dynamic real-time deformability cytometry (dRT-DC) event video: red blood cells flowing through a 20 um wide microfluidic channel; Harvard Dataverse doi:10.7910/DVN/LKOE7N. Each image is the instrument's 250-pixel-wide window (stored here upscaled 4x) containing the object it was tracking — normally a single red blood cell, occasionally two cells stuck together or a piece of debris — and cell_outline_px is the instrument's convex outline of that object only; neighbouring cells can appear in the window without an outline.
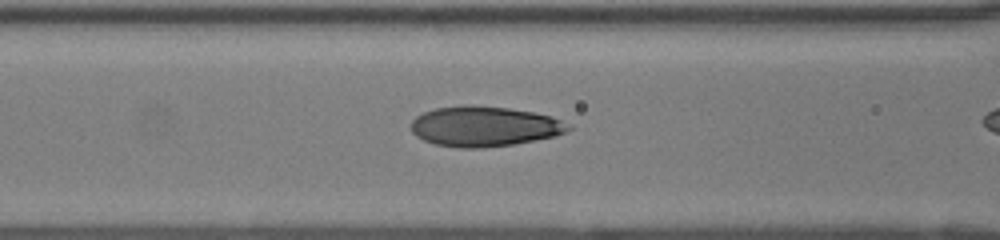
{"species": "human", "species_latin": "Homo sapiens", "temperature_condition": "room temperature", "stored_images_in_passage": 40, "camera_frame_rate_fps": 3000, "um_per_image_px": 0.085, "donor": {"sex": "female"}, "frame": {"image": 1, "passage_image": 21, "time_ms": 6.667, "image_size_px": [1000, 240], "cell_outline_px": [[572, 128], [556, 136], [512, 144], [476, 148], [460, 148], [436, 144], [424, 140], [416, 136], [412, 132], [412, 120], [416, 116], [424, 112], [436, 108], [508, 108], [532, 112], [552, 116], [572, 124]], "centroid_in_image_um": [41.22, 10.78], "position_along_channel_um": 125.4, "area_um2": 35.72}}
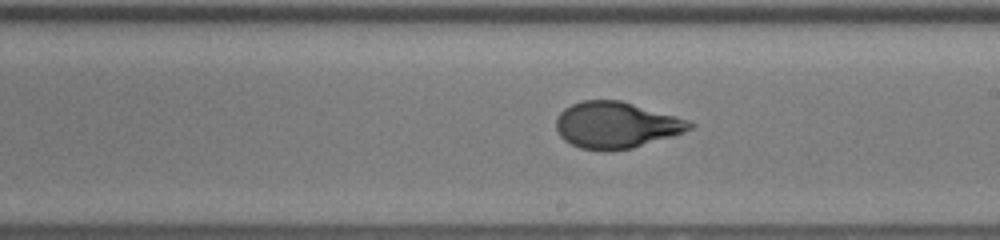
{"frame": {"image": 2, "passage_image": 29, "time_ms": 9.333, "image_size_px": [1000, 240], "cell_outline_px": [[696, 124], [692, 128], [684, 132], [672, 136], [632, 148], [608, 152], [580, 148], [564, 140], [560, 136], [556, 128], [556, 120], [560, 112], [564, 108], [572, 104], [584, 100], [620, 100], [676, 116], [688, 120]], "centroid_in_image_um": [52.36, 10.64], "position_along_channel_um": 236.6, "area_um2": 36.13}}
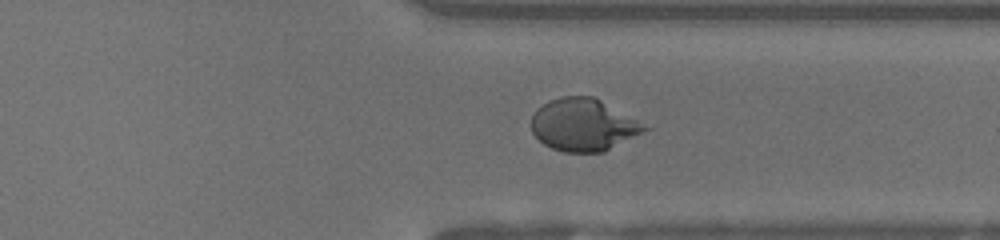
{"frame": {"image": 3, "passage_image": 38, "time_ms": 12.333, "image_size_px": [1000, 240], "cell_outline_px": [[652, 128], [604, 152], [564, 152], [552, 148], [544, 144], [532, 132], [532, 116], [536, 108], [548, 100], [560, 96], [592, 96], [600, 100]], "centroid_in_image_um": [49.58, 10.61], "position_along_channel_um": 361.8, "area_um2": 34.45}}